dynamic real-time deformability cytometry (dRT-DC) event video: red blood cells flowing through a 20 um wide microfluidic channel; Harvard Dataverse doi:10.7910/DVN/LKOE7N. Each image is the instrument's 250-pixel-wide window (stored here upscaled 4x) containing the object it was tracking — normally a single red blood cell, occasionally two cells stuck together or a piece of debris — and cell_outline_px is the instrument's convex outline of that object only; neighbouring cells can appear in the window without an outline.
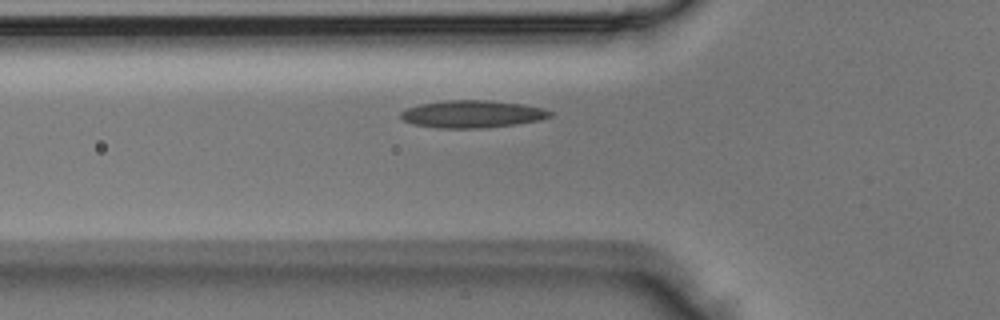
{"species": "Egyptian fruit bat (a non-hibernating species)", "species_latin": "Rousettus aegyptiacus", "temperature_condition": "room temperature", "stored_images_in_passage": 3, "segment_of_instrument_passage": [1, 2], "camera_frame_rate_fps": 3000, "um_per_image_px": 0.085, "animal": {"sex": "male"}, "frame": {"image": 1, "passage_image": 2, "time_ms": 0.333, "image_size_px": [1000, 320], "cell_outline_px": [[552, 116], [540, 120], [516, 124], [484, 128], [440, 128], [412, 124], [404, 120], [400, 116], [400, 112], [408, 108], [420, 104], [444, 100], [484, 100], [524, 104], [544, 108], [552, 112]], "centroid_in_image_um": [40.16, 9.69], "position_along_channel_um": 85.6, "area_um2": 23.87}}